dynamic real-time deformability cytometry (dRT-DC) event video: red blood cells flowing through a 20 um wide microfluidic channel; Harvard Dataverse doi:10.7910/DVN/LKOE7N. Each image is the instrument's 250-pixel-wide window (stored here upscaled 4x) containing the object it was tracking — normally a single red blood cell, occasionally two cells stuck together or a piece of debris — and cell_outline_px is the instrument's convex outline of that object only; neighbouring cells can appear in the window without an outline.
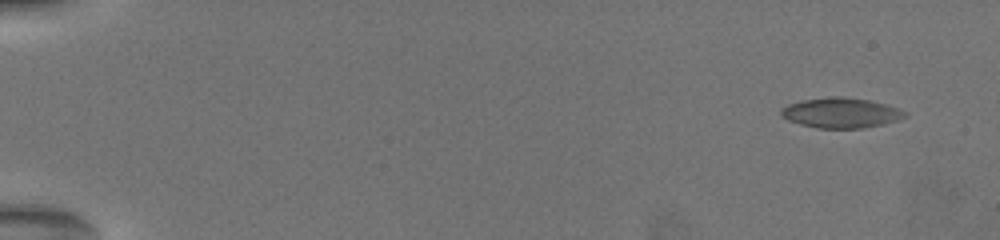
{"species": "common noctule bat (a hibernating species)", "species_latin": "Nyctalus noctula", "temperature_condition": "warm", "stored_images_in_passage": 63, "segment_of_instrument_passage": [1, 2], "camera_frame_rate_fps": 3000, "um_per_image_px": 0.085, "animal": {"sex": "female", "body_mass_g": 19.5, "forearm_length_mm": 54.1}, "frame": {"image": 1, "passage_image": 1, "time_ms": 0.0, "image_size_px": [1000, 240], "cell_outline_px": [[908, 116], [884, 124], [860, 128], [816, 128], [800, 124], [788, 120], [780, 116], [780, 112], [788, 104], [804, 100], [832, 96], [844, 96], [868, 100], [900, 108], [908, 112]], "centroid_in_image_um": [71.5, 9.59], "position_along_channel_um": 13.5, "area_um2": 21.73}}
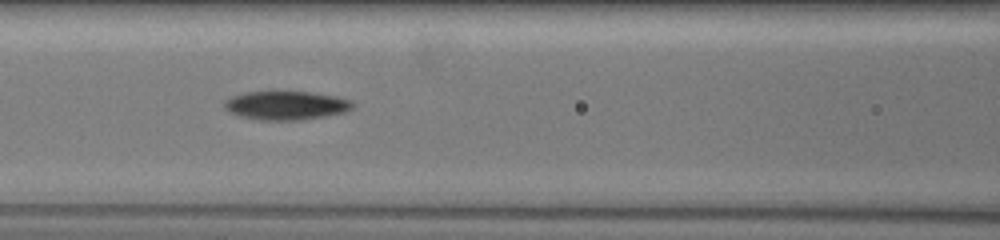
{"frame": {"image": 2, "passage_image": 29, "time_ms": 8.0, "image_size_px": [1000, 240], "cell_outline_px": [[352, 108], [344, 112], [324, 116], [300, 120], [260, 120], [240, 116], [224, 108], [224, 104], [232, 96], [244, 92], [308, 92], [336, 96], [352, 100]], "centroid_in_image_um": [24.33, 8.96], "position_along_channel_um": 142.3, "area_um2": 21.15}}
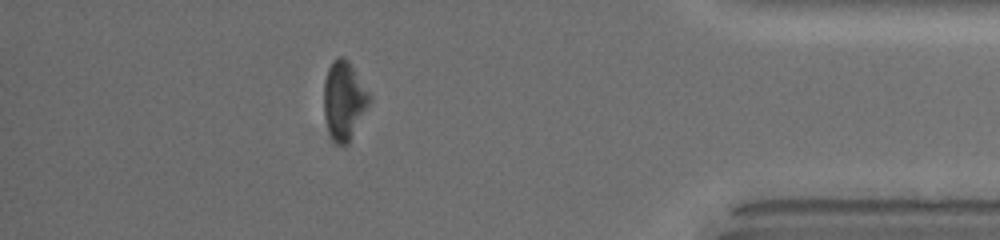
{"frame": {"image": 3, "passage_image": 58, "time_ms": 16.0, "image_size_px": [1000, 240], "cell_outline_px": [[372, 100], [348, 140], [344, 144], [336, 144], [328, 128], [324, 116], [324, 80], [328, 68], [332, 60], [340, 56], [348, 60], [372, 96]], "centroid_in_image_um": [29.24, 8.46], "position_along_channel_um": 406.0, "area_um2": 20.4}}